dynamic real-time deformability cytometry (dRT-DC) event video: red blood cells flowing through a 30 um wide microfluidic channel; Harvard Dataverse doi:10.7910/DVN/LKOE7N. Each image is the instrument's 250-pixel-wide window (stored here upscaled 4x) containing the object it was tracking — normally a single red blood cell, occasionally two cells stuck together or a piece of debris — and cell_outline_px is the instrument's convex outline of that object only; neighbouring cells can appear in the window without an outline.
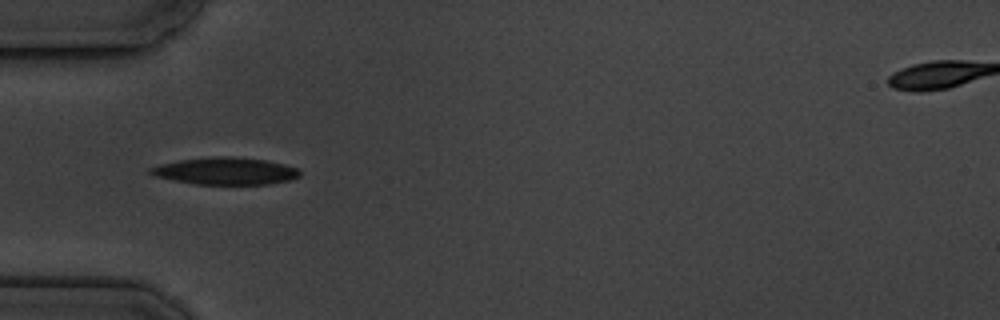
{"species": "common noctule bat (a hibernating species)", "species_latin": "Nyctalus noctula", "temperature_condition": "cold", "stored_images_in_passage": 6, "camera_frame_rate_fps": 3000, "um_per_image_px": 0.085, "animal": {"sex": "male", "body_mass_g": 19.5, "forearm_length_mm": 54.6}, "frame": {"image": 1, "passage_image": 5, "time_ms": 4.667, "image_size_px": [1000, 320], "cell_outline_px": [[300, 176], [288, 180], [268, 184], [192, 184], [156, 176], [148, 172], [148, 168], [160, 164], [180, 160], [212, 156], [232, 156], [268, 160], [284, 164], [296, 168], [300, 172]], "centroid_in_image_um": [19.15, 14.53], "position_along_channel_um": 65.9, "area_um2": 23.64}}